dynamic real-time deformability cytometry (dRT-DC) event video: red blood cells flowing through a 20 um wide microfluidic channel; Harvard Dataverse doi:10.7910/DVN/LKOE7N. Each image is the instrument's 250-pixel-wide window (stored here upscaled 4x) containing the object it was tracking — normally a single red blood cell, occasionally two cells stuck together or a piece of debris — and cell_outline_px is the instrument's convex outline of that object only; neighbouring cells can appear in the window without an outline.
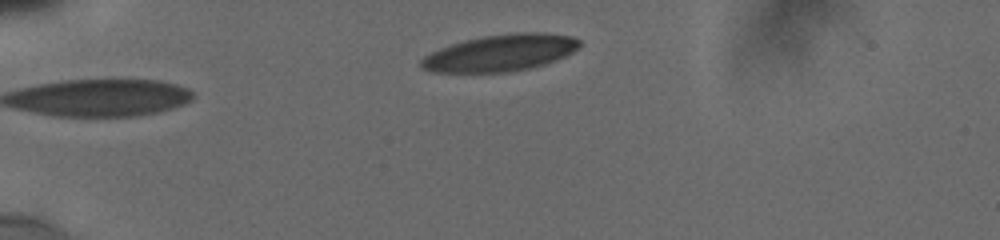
{"species": "human", "species_latin": "Homo sapiens", "temperature_condition": "cold", "stored_images_in_passage": 15, "camera_frame_rate_fps": 3000, "um_per_image_px": 0.085, "donor": {"sex": "male"}, "frame": {"image": 1, "passage_image": 1, "time_ms": 0.0, "image_size_px": [1000, 240], "cell_outline_px": [[580, 48], [556, 60], [544, 64], [528, 68], [508, 72], [432, 72], [424, 68], [420, 64], [420, 60], [424, 56], [440, 48], [464, 40], [484, 36], [516, 32], [544, 32], [572, 36], [580, 40]], "centroid_in_image_um": [42.56, 4.48], "position_along_channel_um": 42.4, "area_um2": 33.76}}
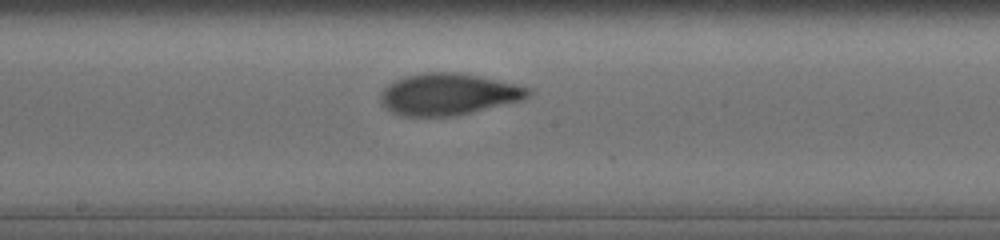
{"frame": {"image": 2, "passage_image": 12, "time_ms": 5.667, "image_size_px": [1000, 240], "cell_outline_px": [[532, 92], [524, 100], [456, 116], [400, 116], [392, 112], [380, 104], [380, 92], [388, 84], [404, 76], [428, 72], [456, 72], [516, 84], [532, 88]], "centroid_in_image_um": [38.1, 8.02], "position_along_channel_um": 210.1, "area_um2": 36.01}}
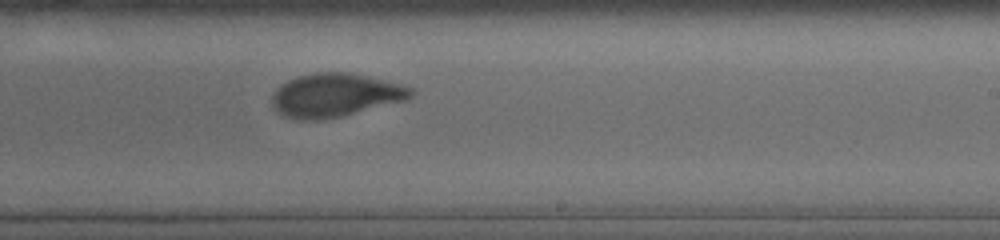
{"frame": {"image": 3, "passage_image": 15, "time_ms": 7.0, "image_size_px": [1000, 240], "cell_outline_px": [[416, 92], [412, 96], [404, 100], [324, 120], [296, 120], [284, 116], [272, 104], [272, 96], [276, 88], [280, 84], [288, 80], [300, 76], [316, 72], [348, 72], [368, 76], [384, 80], [412, 88]], "centroid_in_image_um": [28.46, 8.08], "position_along_channel_um": 260.5, "area_um2": 34.85}}